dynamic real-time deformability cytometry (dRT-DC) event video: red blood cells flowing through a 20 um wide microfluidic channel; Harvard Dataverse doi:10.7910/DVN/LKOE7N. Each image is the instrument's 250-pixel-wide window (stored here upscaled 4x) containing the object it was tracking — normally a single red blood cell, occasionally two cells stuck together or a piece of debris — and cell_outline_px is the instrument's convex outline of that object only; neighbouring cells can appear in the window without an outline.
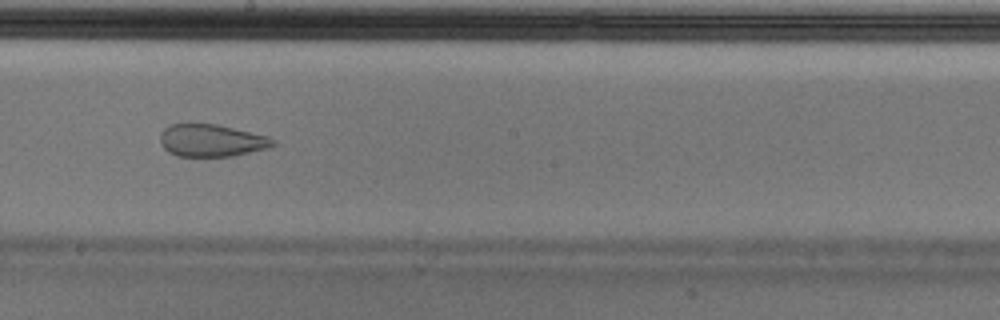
{"species": "Egyptian fruit bat (a non-hibernating species)", "species_latin": "Rousettus aegyptiacus", "temperature_condition": "cold", "stored_images_in_passage": 39, "camera_frame_rate_fps": 3000, "um_per_image_px": 0.085, "animal": {"sex": "male"}, "frame": {"image": 1, "passage_image": 17, "time_ms": 5.333, "image_size_px": [1000, 320], "cell_outline_px": [[276, 144], [268, 148], [232, 156], [176, 156], [168, 152], [160, 144], [160, 132], [168, 124], [216, 124], [268, 136], [276, 140]], "centroid_in_image_um": [17.95, 11.94], "position_along_channel_um": 230.2, "area_um2": 21.33}}
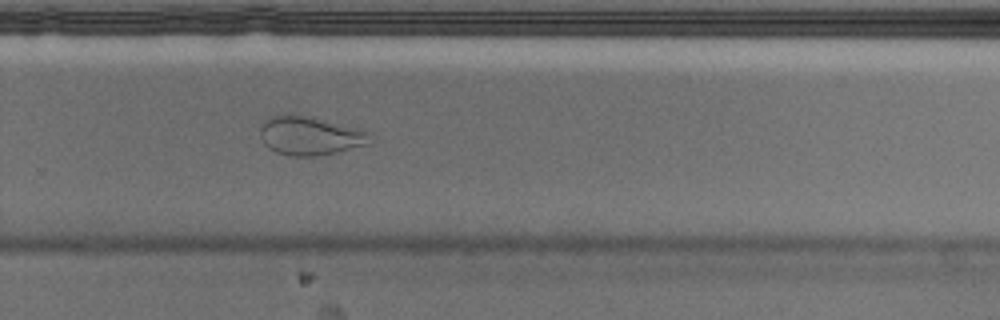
{"frame": {"image": 2, "passage_image": 23, "time_ms": 7.333, "image_size_px": [1000, 320], "cell_outline_px": [[372, 144], [336, 152], [316, 156], [288, 156], [276, 152], [268, 148], [264, 144], [260, 136], [260, 128], [272, 116], [288, 112], [292, 112], [312, 116], [356, 128], [368, 132]], "centroid_in_image_um": [26.33, 11.52], "position_along_channel_um": 303.5, "area_um2": 25.09}}
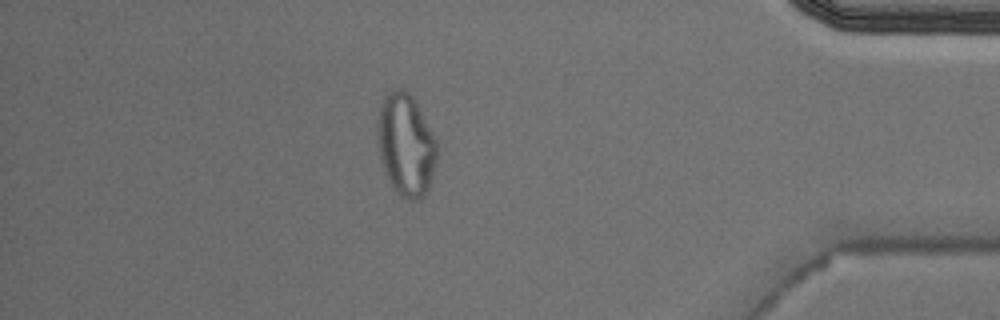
{"frame": {"image": 3, "passage_image": 34, "time_ms": 11.0, "image_size_px": [1000, 320], "cell_outline_px": [[436, 160], [432, 176], [428, 188], [424, 196], [416, 200], [408, 200], [400, 196], [392, 184], [380, 160], [376, 136], [376, 120], [380, 104], [384, 96], [396, 88], [400, 88], [408, 92], [416, 100], [436, 140]], "centroid_in_image_um": [34.47, 12.27], "position_along_channel_um": 400.7, "area_um2": 35.55}, "authors_computed_cell_mechanics": {"area_um2": 25.0274, "velocity_mm_per_s": 3.6783, "shape_relaxation_time_tau1_ms": null, "shape_relaxation_time_tau2_ms": 1.16, "deformation_change_tau1": null, "deformation_change_tau2": 0.071}}